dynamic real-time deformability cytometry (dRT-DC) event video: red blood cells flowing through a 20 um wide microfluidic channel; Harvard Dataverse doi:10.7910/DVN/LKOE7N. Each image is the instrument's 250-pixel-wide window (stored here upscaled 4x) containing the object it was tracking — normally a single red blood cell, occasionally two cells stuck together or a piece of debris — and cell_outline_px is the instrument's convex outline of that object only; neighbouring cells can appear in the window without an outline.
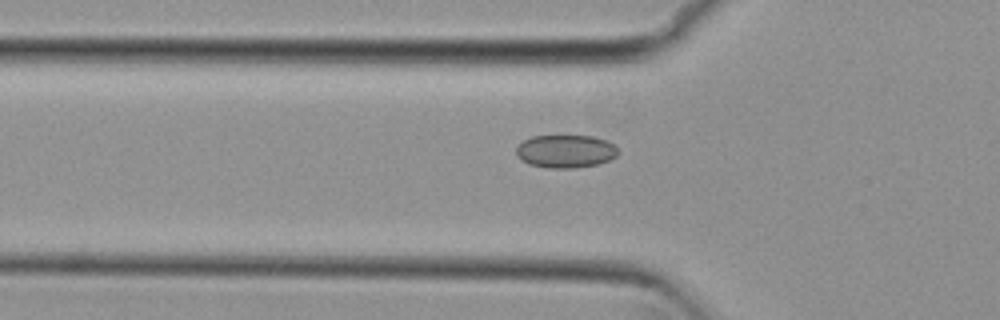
{"species": "common noctule bat (a hibernating species)", "species_latin": "Nyctalus noctula", "temperature_condition": "cold", "stored_images_in_passage": 44, "camera_frame_rate_fps": 3000, "um_per_image_px": 0.085, "animal": {"sex": "female", "body_mass_g": 29.2, "forearm_length_mm": 56.3}, "frame": {"image": 1, "passage_image": 15, "time_ms": 4.667, "image_size_px": [1000, 320], "cell_outline_px": [[620, 152], [616, 156], [608, 160], [596, 164], [576, 168], [548, 168], [528, 164], [516, 156], [516, 148], [524, 140], [532, 136], [592, 136], [616, 144]], "centroid_in_image_um": [48.08, 12.86], "position_along_channel_um": 77.7, "area_um2": 19.65}}
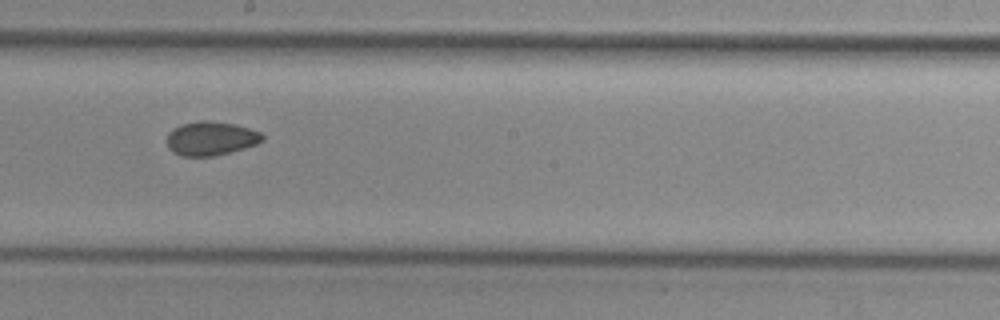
{"frame": {"image": 2, "passage_image": 27, "time_ms": 8.667, "image_size_px": [1000, 320], "cell_outline_px": [[264, 140], [256, 144], [244, 148], [212, 156], [180, 156], [172, 152], [168, 148], [168, 132], [180, 124], [200, 120], [208, 120], [236, 124], [260, 132], [264, 136]], "centroid_in_image_um": [17.91, 11.76], "position_along_channel_um": 230.3, "area_um2": 18.9}}
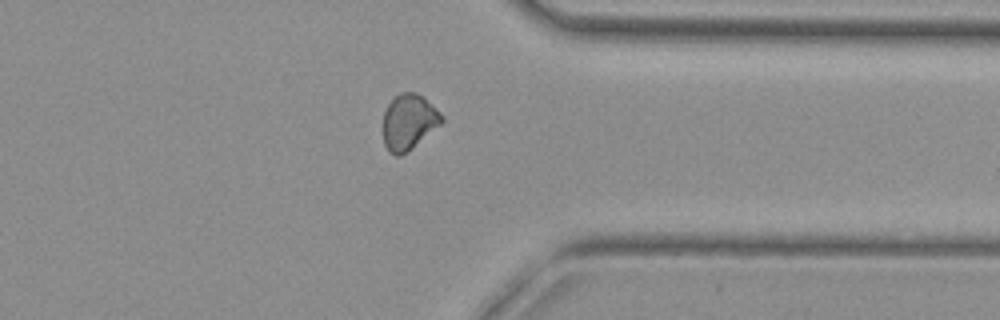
{"frame": {"image": 3, "passage_image": 39, "time_ms": 12.667, "image_size_px": [1000, 320], "cell_outline_px": [[444, 120], [440, 124], [412, 148], [400, 156], [396, 156], [388, 152], [384, 144], [384, 112], [388, 104], [400, 92], [416, 92], [440, 112], [444, 116]], "centroid_in_image_um": [34.73, 10.38], "position_along_channel_um": 376.7, "area_um2": 18.67}, "authors_computed_cell_mechanics": {"area_um2": 19.074, "velocity_mm_per_s": 3.8001, "shape_relaxation_time_tau1_ms": null, "shape_relaxation_time_tau2_ms": 4.082, "deformation_change_tau1": null, "deformation_change_tau2": 0.0536}}